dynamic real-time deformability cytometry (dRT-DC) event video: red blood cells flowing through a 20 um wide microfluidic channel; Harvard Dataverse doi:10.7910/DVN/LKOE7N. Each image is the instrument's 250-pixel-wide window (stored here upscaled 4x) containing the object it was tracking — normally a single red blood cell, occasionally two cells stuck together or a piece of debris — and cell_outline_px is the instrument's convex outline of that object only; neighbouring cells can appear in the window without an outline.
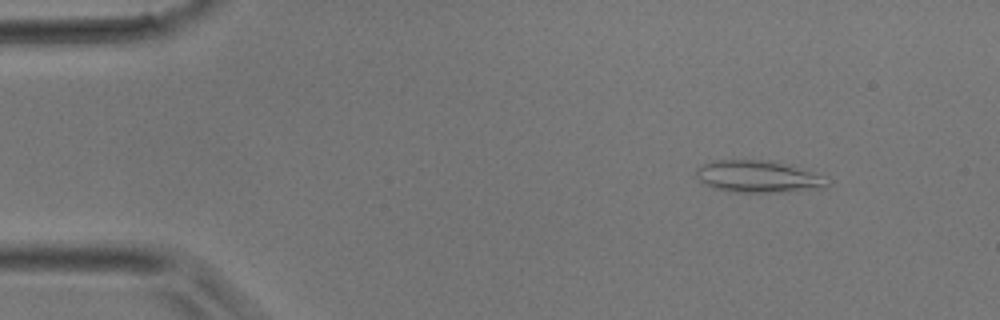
{"species": "common noctule bat (a hibernating species)", "species_latin": "Nyctalus noctula", "temperature_condition": "room temperature", "stored_images_in_passage": 41, "camera_frame_rate_fps": 3000, "um_per_image_px": 0.085, "animal": {"sex": "male", "body_mass_g": 17.9}, "frame": {"image": 1, "passage_image": 5, "time_ms": 1.333, "image_size_px": [1000, 320], "cell_outline_px": [[832, 180], [824, 188], [784, 192], [736, 192], [712, 188], [704, 184], [696, 176], [696, 168], [712, 160], [772, 160]], "centroid_in_image_um": [64.39, 15.02], "position_along_channel_um": 20.6, "area_um2": 24.22}}
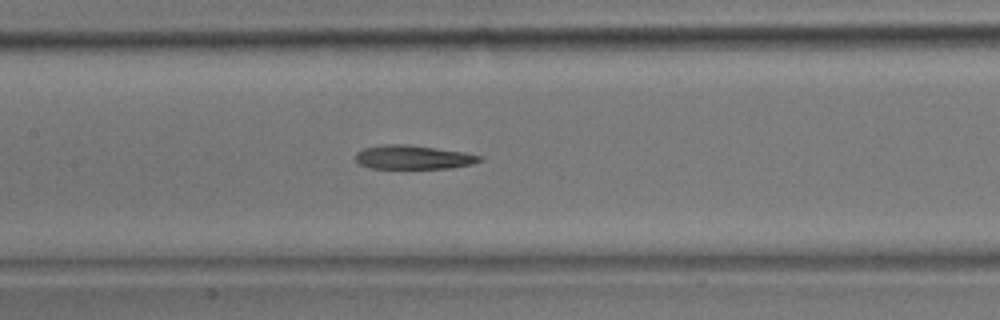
{"frame": {"image": 2, "passage_image": 19, "time_ms": 6.0, "image_size_px": [1000, 320], "cell_outline_px": [[484, 160], [472, 164], [452, 168], [368, 168], [360, 164], [356, 160], [356, 152], [364, 148], [380, 144], [408, 144], [464, 152], [484, 156]], "centroid_in_image_um": [35.15, 13.36], "position_along_channel_um": 172.3, "area_um2": 17.46}}
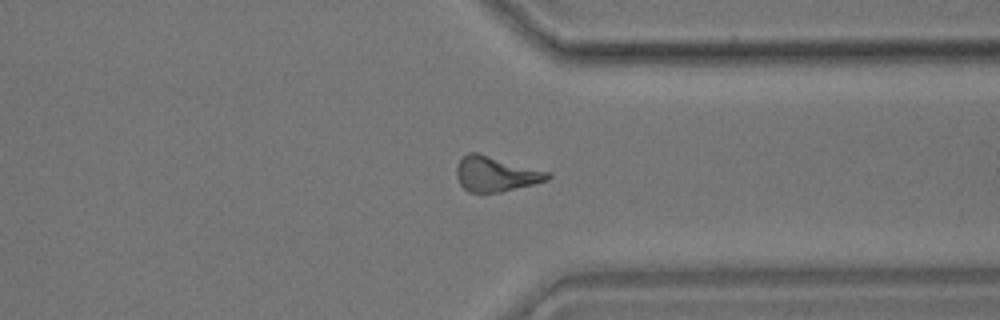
{"frame": {"image": 3, "passage_image": 31, "time_ms": 10.0, "image_size_px": [1000, 320], "cell_outline_px": [[552, 176], [548, 180], [500, 192], [468, 192], [460, 184], [456, 176], [456, 168], [460, 160], [468, 152], [476, 152], [552, 172]], "centroid_in_image_um": [42.15, 14.78], "position_along_channel_um": 369.2, "area_um2": 18.61}}